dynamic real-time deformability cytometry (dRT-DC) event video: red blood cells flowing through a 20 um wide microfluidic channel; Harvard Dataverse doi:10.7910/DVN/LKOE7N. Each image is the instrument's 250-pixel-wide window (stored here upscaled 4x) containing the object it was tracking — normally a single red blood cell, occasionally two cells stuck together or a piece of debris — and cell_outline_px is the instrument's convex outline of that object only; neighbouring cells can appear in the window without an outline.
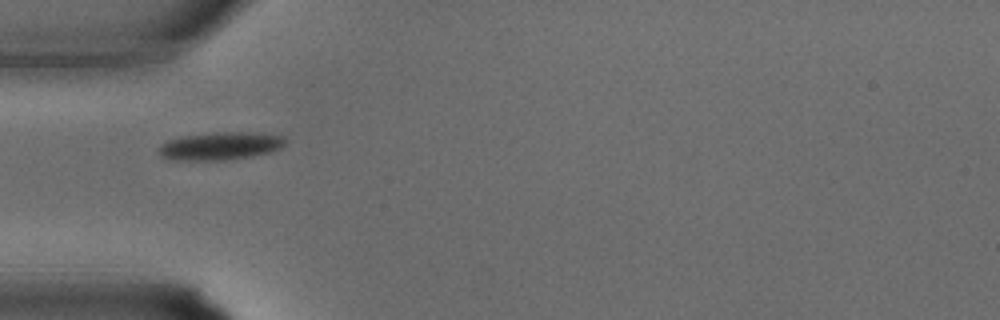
{"species": "common noctule bat (a hibernating species)", "species_latin": "Nyctalus noctula", "temperature_condition": "warm", "stored_images_in_passage": 24, "camera_frame_rate_fps": 3000, "um_per_image_px": 0.085, "animal": {"sex": "male", "body_mass_g": 15.6}, "frame": {"image": 1, "passage_image": 1, "time_ms": 0.0, "image_size_px": [1000, 320], "cell_outline_px": [[288, 140], [280, 148], [268, 152], [252, 156], [228, 160], [168, 160], [160, 156], [156, 148], [160, 144], [168, 140], [180, 136], [220, 132], [252, 132], [284, 136]], "centroid_in_image_um": [18.67, 12.41], "position_along_channel_um": 66.3, "area_um2": 20.81}}
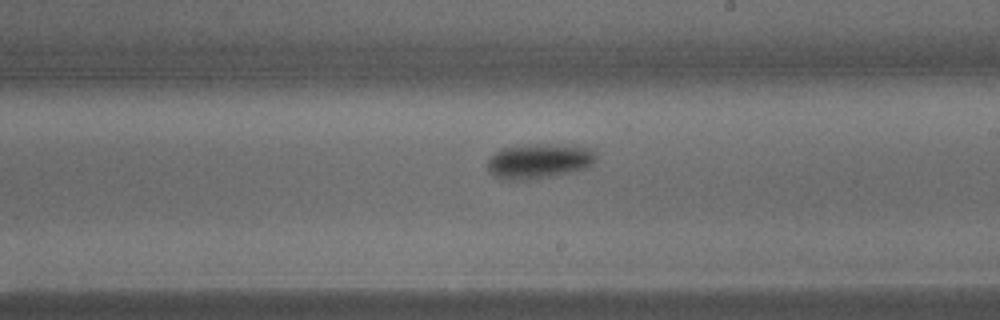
{"frame": {"image": 2, "passage_image": 10, "time_ms": 3.0, "image_size_px": [1000, 320], "cell_outline_px": [[596, 160], [592, 164], [584, 168], [536, 180], [500, 180], [492, 176], [488, 172], [488, 160], [500, 148], [532, 144], [552, 144], [592, 148], [596, 152]], "centroid_in_image_um": [45.78, 13.71], "position_along_channel_um": 243.2, "area_um2": 22.31}}
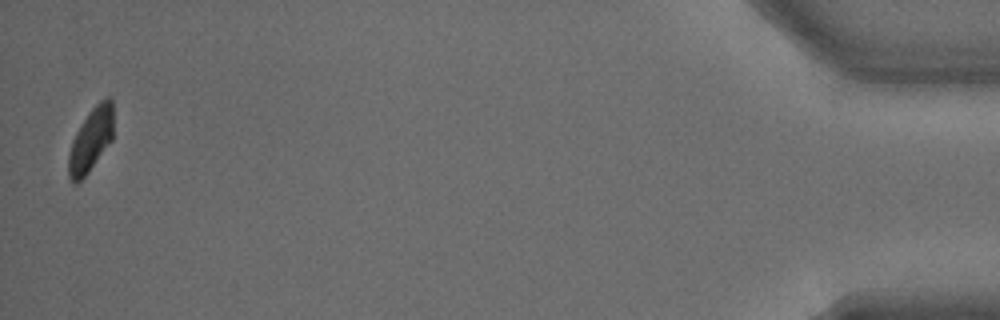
{"frame": {"image": 3, "passage_image": 24, "time_ms": 7.667, "image_size_px": [1000, 320], "cell_outline_px": [[112, 140], [88, 172], [76, 184], [72, 184], [68, 176], [68, 152], [72, 140], [80, 124], [88, 112], [104, 96], [112, 96]], "centroid_in_image_um": [7.7, 11.87], "position_along_channel_um": 427.5, "area_um2": 16.76}}